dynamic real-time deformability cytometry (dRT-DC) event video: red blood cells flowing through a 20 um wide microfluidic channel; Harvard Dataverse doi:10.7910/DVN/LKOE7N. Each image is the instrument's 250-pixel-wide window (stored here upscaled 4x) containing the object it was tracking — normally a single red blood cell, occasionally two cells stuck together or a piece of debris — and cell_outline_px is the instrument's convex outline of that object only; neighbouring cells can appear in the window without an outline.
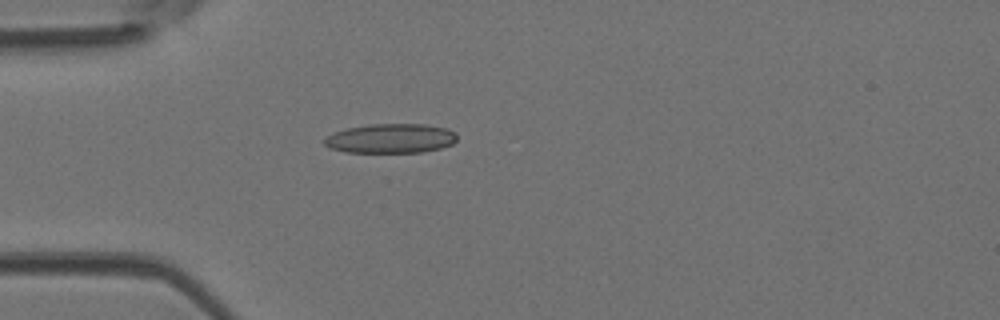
{"species": "Egyptian fruit bat (a non-hibernating species)", "species_latin": "Rousettus aegyptiacus", "temperature_condition": "room temperature", "stored_images_in_passage": 18, "camera_frame_rate_fps": 3000, "um_per_image_px": 0.085, "animal": {"sex": "female"}, "frame": {"image": 1, "passage_image": 1, "time_ms": 0.0, "image_size_px": [1000, 320], "cell_outline_px": [[456, 140], [452, 144], [440, 148], [420, 152], [344, 152], [328, 148], [324, 144], [324, 136], [332, 132], [348, 128], [372, 124], [424, 124], [448, 128], [456, 132]], "centroid_in_image_um": [33.18, 11.76], "position_along_channel_um": 51.8, "area_um2": 22.89}}
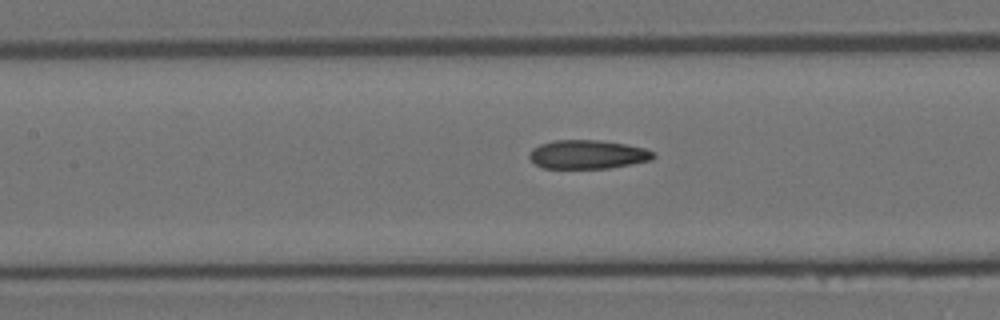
{"frame": {"image": 2, "passage_image": 9, "time_ms": 2.667, "image_size_px": [1000, 320], "cell_outline_px": [[656, 156], [652, 160], [632, 164], [608, 168], [544, 168], [536, 164], [528, 156], [532, 148], [540, 144], [552, 140], [596, 140], [624, 144], [644, 148], [652, 152]], "centroid_in_image_um": [49.93, 13.13], "position_along_channel_um": 157.5, "area_um2": 20.69}}
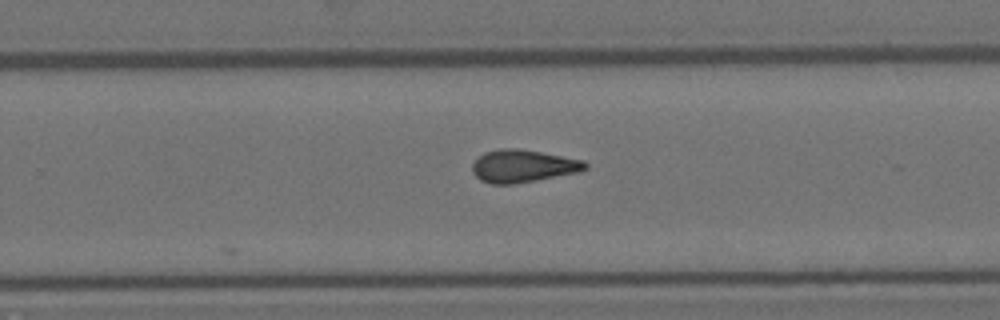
{"frame": {"image": 3, "passage_image": 18, "time_ms": 5.667, "image_size_px": [1000, 320], "cell_outline_px": [[588, 168], [580, 172], [516, 184], [492, 184], [480, 180], [472, 172], [472, 164], [484, 152], [500, 148], [516, 148], [540, 152], [584, 160], [588, 164]], "centroid_in_image_um": [44.46, 14.12], "position_along_channel_um": 285.3, "area_um2": 21.56}}